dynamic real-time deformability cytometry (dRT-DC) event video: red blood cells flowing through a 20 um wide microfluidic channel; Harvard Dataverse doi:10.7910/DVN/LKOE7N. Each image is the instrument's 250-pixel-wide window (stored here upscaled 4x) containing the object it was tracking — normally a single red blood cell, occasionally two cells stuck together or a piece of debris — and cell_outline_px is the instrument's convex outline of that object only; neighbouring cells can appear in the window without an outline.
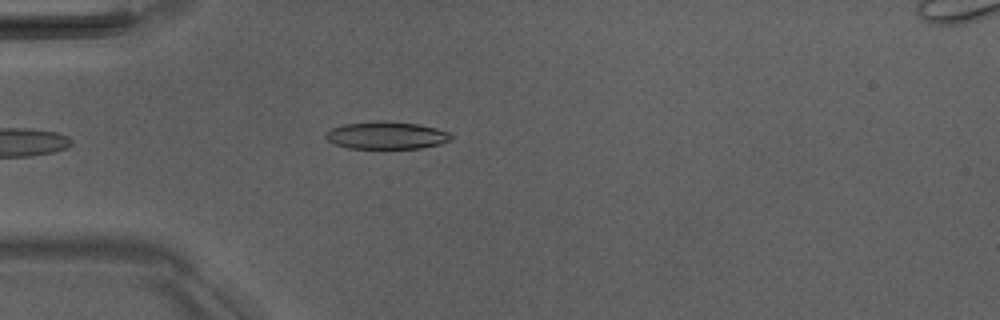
{"species": "Egyptian fruit bat (a non-hibernating species)", "species_latin": "Rousettus aegyptiacus", "temperature_condition": "room temperature", "stored_images_in_passage": 4, "camera_frame_rate_fps": 3000, "um_per_image_px": 0.085, "animal": {"sex": "male"}, "frame": {"image": 1, "passage_image": 4, "time_ms": 3.667, "image_size_px": [1000, 320], "cell_outline_px": [[452, 140], [440, 144], [420, 148], [348, 148], [332, 144], [324, 136], [324, 132], [332, 128], [344, 124], [376, 120], [416, 124], [436, 128], [448, 132], [452, 136]], "centroid_in_image_um": [32.8, 11.51], "position_along_channel_um": 52.2, "area_um2": 20.11}}